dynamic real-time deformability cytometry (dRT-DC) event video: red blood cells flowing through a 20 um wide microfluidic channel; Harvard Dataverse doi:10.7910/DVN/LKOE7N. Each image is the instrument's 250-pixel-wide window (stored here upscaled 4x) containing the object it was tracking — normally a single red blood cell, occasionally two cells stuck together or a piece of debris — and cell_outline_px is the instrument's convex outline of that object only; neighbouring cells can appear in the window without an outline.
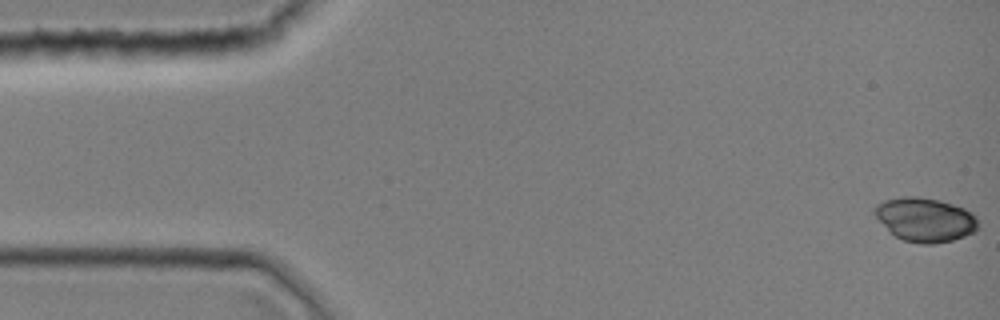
{"species": "common noctule bat (a hibernating species)", "species_latin": "Nyctalus noctula", "temperature_condition": "room temperature", "stored_images_in_passage": 8, "camera_frame_rate_fps": 3000, "um_per_image_px": 0.085, "animal": {"sex": "female", "body_mass_g": 19.0, "forearm_length_mm": 51.5}, "frame": {"image": 1, "passage_image": 1, "time_ms": 0.0, "image_size_px": [1000, 320], "cell_outline_px": [[980, 228], [976, 232], [952, 240], [932, 244], [924, 244], [904, 240], [896, 236], [872, 212], [872, 208], [876, 204], [884, 200], [904, 196], [916, 196], [940, 200], [964, 208], [972, 212], [976, 216]], "centroid_in_image_um": [78.67, 18.65], "position_along_channel_um": 6.3, "area_um2": 26.53}}